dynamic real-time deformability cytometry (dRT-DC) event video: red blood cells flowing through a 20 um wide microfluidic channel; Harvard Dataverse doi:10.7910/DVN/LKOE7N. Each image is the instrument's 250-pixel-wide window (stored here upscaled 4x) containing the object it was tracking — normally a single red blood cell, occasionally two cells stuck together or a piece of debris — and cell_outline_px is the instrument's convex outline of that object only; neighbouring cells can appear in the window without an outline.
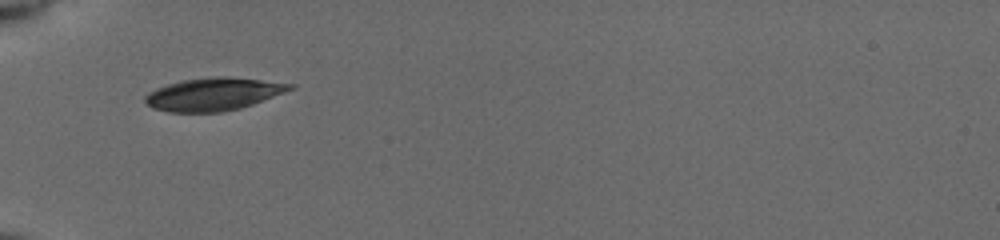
{"species": "common noctule bat (a hibernating species)", "species_latin": "Nyctalus noctula", "temperature_condition": "cold", "stored_images_in_passage": 35, "camera_frame_rate_fps": 3000, "um_per_image_px": 0.085, "animal": {"sex": "female", "body_mass_g": 19.5, "forearm_length_mm": 54.1}, "frame": {"image": 1, "passage_image": 1, "time_ms": 0.0, "image_size_px": [1000, 240], "cell_outline_px": [[296, 88], [252, 104], [240, 108], [220, 112], [168, 112], [152, 108], [144, 100], [144, 96], [148, 92], [156, 88], [180, 80], [216, 76], [228, 76], [296, 84]], "centroid_in_image_um": [18.13, 7.99], "position_along_channel_um": 66.9, "area_um2": 27.74}}
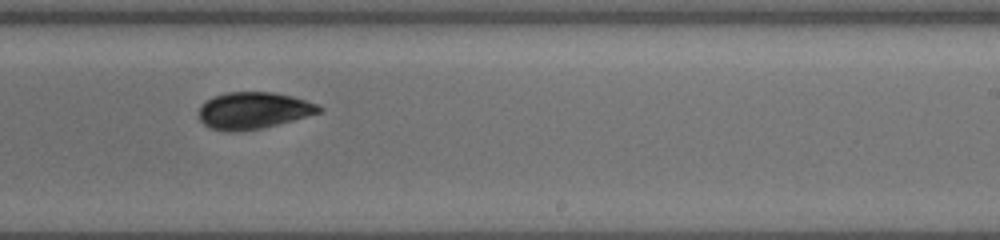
{"frame": {"image": 2, "passage_image": 17, "time_ms": 5.333, "image_size_px": [1000, 240], "cell_outline_px": [[324, 108], [320, 112], [292, 120], [260, 128], [236, 132], [228, 132], [212, 128], [204, 124], [200, 120], [200, 104], [212, 96], [228, 92], [272, 92], [292, 96], [316, 104]], "centroid_in_image_um": [21.5, 9.38], "position_along_channel_um": 267.5, "area_um2": 25.49}}
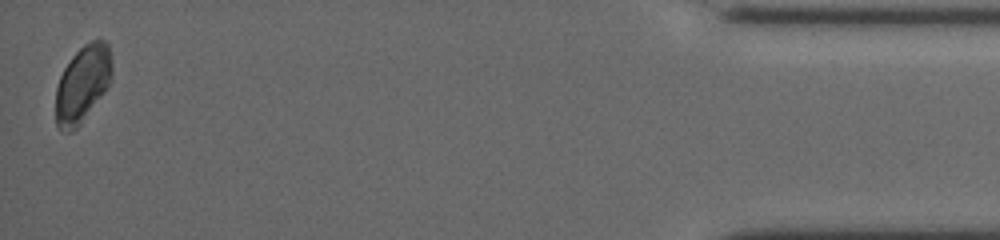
{"frame": {"image": 3, "passage_image": 35, "time_ms": 11.333, "image_size_px": [1000, 240], "cell_outline_px": [[112, 76], [108, 84], [80, 124], [72, 132], [60, 132], [56, 124], [56, 88], [60, 76], [64, 68], [72, 56], [84, 44], [92, 40], [104, 40], [108, 44], [112, 60]], "centroid_in_image_um": [7.0, 7.12], "position_along_channel_um": 428.2, "area_um2": 24.91}, "authors_computed_cell_mechanics": {"area_um2": 25.4898, "velocity_mm_per_s": 3.882, "shape_relaxation_time_tau1_ms": 5.3521, "shape_relaxation_time_tau2_ms": 0.9701, "deformation_change_tau1": 0.181, "deformation_change_tau2": 0.0315}}